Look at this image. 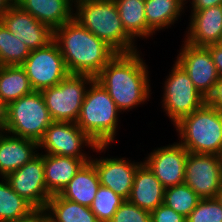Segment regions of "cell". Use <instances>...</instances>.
Wrapping results in <instances>:
<instances>
[{
	"instance_id": "obj_2",
	"label": "cell",
	"mask_w": 222,
	"mask_h": 222,
	"mask_svg": "<svg viewBox=\"0 0 222 222\" xmlns=\"http://www.w3.org/2000/svg\"><path fill=\"white\" fill-rule=\"evenodd\" d=\"M53 40L57 43L70 74L95 78L117 54L105 41L74 18L54 30Z\"/></svg>"
},
{
	"instance_id": "obj_38",
	"label": "cell",
	"mask_w": 222,
	"mask_h": 222,
	"mask_svg": "<svg viewBox=\"0 0 222 222\" xmlns=\"http://www.w3.org/2000/svg\"><path fill=\"white\" fill-rule=\"evenodd\" d=\"M14 2L15 0H0V18Z\"/></svg>"
},
{
	"instance_id": "obj_33",
	"label": "cell",
	"mask_w": 222,
	"mask_h": 222,
	"mask_svg": "<svg viewBox=\"0 0 222 222\" xmlns=\"http://www.w3.org/2000/svg\"><path fill=\"white\" fill-rule=\"evenodd\" d=\"M151 222H186V218L165 204L150 212Z\"/></svg>"
},
{
	"instance_id": "obj_4",
	"label": "cell",
	"mask_w": 222,
	"mask_h": 222,
	"mask_svg": "<svg viewBox=\"0 0 222 222\" xmlns=\"http://www.w3.org/2000/svg\"><path fill=\"white\" fill-rule=\"evenodd\" d=\"M119 113L106 89L94 79L86 91L76 124L96 144L110 145L116 142Z\"/></svg>"
},
{
	"instance_id": "obj_41",
	"label": "cell",
	"mask_w": 222,
	"mask_h": 222,
	"mask_svg": "<svg viewBox=\"0 0 222 222\" xmlns=\"http://www.w3.org/2000/svg\"><path fill=\"white\" fill-rule=\"evenodd\" d=\"M216 200L222 205V186L221 189L218 191V193L216 194Z\"/></svg>"
},
{
	"instance_id": "obj_8",
	"label": "cell",
	"mask_w": 222,
	"mask_h": 222,
	"mask_svg": "<svg viewBox=\"0 0 222 222\" xmlns=\"http://www.w3.org/2000/svg\"><path fill=\"white\" fill-rule=\"evenodd\" d=\"M85 146L96 153H105L109 147L96 144L75 122L62 121H53L38 142L39 151L44 149L43 154L80 158L86 163L92 157L83 151Z\"/></svg>"
},
{
	"instance_id": "obj_30",
	"label": "cell",
	"mask_w": 222,
	"mask_h": 222,
	"mask_svg": "<svg viewBox=\"0 0 222 222\" xmlns=\"http://www.w3.org/2000/svg\"><path fill=\"white\" fill-rule=\"evenodd\" d=\"M124 201L125 199L120 195L100 185L90 209L95 214L98 222H110Z\"/></svg>"
},
{
	"instance_id": "obj_18",
	"label": "cell",
	"mask_w": 222,
	"mask_h": 222,
	"mask_svg": "<svg viewBox=\"0 0 222 222\" xmlns=\"http://www.w3.org/2000/svg\"><path fill=\"white\" fill-rule=\"evenodd\" d=\"M38 143L34 140L14 136L0 129V178L18 170L36 157Z\"/></svg>"
},
{
	"instance_id": "obj_29",
	"label": "cell",
	"mask_w": 222,
	"mask_h": 222,
	"mask_svg": "<svg viewBox=\"0 0 222 222\" xmlns=\"http://www.w3.org/2000/svg\"><path fill=\"white\" fill-rule=\"evenodd\" d=\"M200 199L188 185L183 183L165 188L163 204L187 218Z\"/></svg>"
},
{
	"instance_id": "obj_25",
	"label": "cell",
	"mask_w": 222,
	"mask_h": 222,
	"mask_svg": "<svg viewBox=\"0 0 222 222\" xmlns=\"http://www.w3.org/2000/svg\"><path fill=\"white\" fill-rule=\"evenodd\" d=\"M126 33L136 41L148 37V25L145 17V0H114Z\"/></svg>"
},
{
	"instance_id": "obj_20",
	"label": "cell",
	"mask_w": 222,
	"mask_h": 222,
	"mask_svg": "<svg viewBox=\"0 0 222 222\" xmlns=\"http://www.w3.org/2000/svg\"><path fill=\"white\" fill-rule=\"evenodd\" d=\"M41 23L53 31L74 18V8L69 0H15Z\"/></svg>"
},
{
	"instance_id": "obj_28",
	"label": "cell",
	"mask_w": 222,
	"mask_h": 222,
	"mask_svg": "<svg viewBox=\"0 0 222 222\" xmlns=\"http://www.w3.org/2000/svg\"><path fill=\"white\" fill-rule=\"evenodd\" d=\"M30 51L26 44L16 38L0 21V66L22 65Z\"/></svg>"
},
{
	"instance_id": "obj_27",
	"label": "cell",
	"mask_w": 222,
	"mask_h": 222,
	"mask_svg": "<svg viewBox=\"0 0 222 222\" xmlns=\"http://www.w3.org/2000/svg\"><path fill=\"white\" fill-rule=\"evenodd\" d=\"M45 210L58 222H98L90 207L69 201L60 194L50 197Z\"/></svg>"
},
{
	"instance_id": "obj_3",
	"label": "cell",
	"mask_w": 222,
	"mask_h": 222,
	"mask_svg": "<svg viewBox=\"0 0 222 222\" xmlns=\"http://www.w3.org/2000/svg\"><path fill=\"white\" fill-rule=\"evenodd\" d=\"M74 19L117 53L139 51L137 43L123 28L114 0H95L74 7Z\"/></svg>"
},
{
	"instance_id": "obj_15",
	"label": "cell",
	"mask_w": 222,
	"mask_h": 222,
	"mask_svg": "<svg viewBox=\"0 0 222 222\" xmlns=\"http://www.w3.org/2000/svg\"><path fill=\"white\" fill-rule=\"evenodd\" d=\"M188 151L178 142L154 149L143 160L161 184L167 188L184 183Z\"/></svg>"
},
{
	"instance_id": "obj_44",
	"label": "cell",
	"mask_w": 222,
	"mask_h": 222,
	"mask_svg": "<svg viewBox=\"0 0 222 222\" xmlns=\"http://www.w3.org/2000/svg\"><path fill=\"white\" fill-rule=\"evenodd\" d=\"M218 45L222 47V35H221V38H220V40L218 42Z\"/></svg>"
},
{
	"instance_id": "obj_40",
	"label": "cell",
	"mask_w": 222,
	"mask_h": 222,
	"mask_svg": "<svg viewBox=\"0 0 222 222\" xmlns=\"http://www.w3.org/2000/svg\"><path fill=\"white\" fill-rule=\"evenodd\" d=\"M72 6L76 7L80 3L88 2V1H95V0H69ZM74 3V4H73Z\"/></svg>"
},
{
	"instance_id": "obj_5",
	"label": "cell",
	"mask_w": 222,
	"mask_h": 222,
	"mask_svg": "<svg viewBox=\"0 0 222 222\" xmlns=\"http://www.w3.org/2000/svg\"><path fill=\"white\" fill-rule=\"evenodd\" d=\"M174 126L188 152L222 156V112L215 107L205 102Z\"/></svg>"
},
{
	"instance_id": "obj_19",
	"label": "cell",
	"mask_w": 222,
	"mask_h": 222,
	"mask_svg": "<svg viewBox=\"0 0 222 222\" xmlns=\"http://www.w3.org/2000/svg\"><path fill=\"white\" fill-rule=\"evenodd\" d=\"M164 192L165 187L142 162L136 169L134 183L127 200L139 208L151 212L163 203Z\"/></svg>"
},
{
	"instance_id": "obj_16",
	"label": "cell",
	"mask_w": 222,
	"mask_h": 222,
	"mask_svg": "<svg viewBox=\"0 0 222 222\" xmlns=\"http://www.w3.org/2000/svg\"><path fill=\"white\" fill-rule=\"evenodd\" d=\"M99 176L100 185L111 189L114 193L127 200L134 183L136 169L142 163L128 158H102L90 160Z\"/></svg>"
},
{
	"instance_id": "obj_24",
	"label": "cell",
	"mask_w": 222,
	"mask_h": 222,
	"mask_svg": "<svg viewBox=\"0 0 222 222\" xmlns=\"http://www.w3.org/2000/svg\"><path fill=\"white\" fill-rule=\"evenodd\" d=\"M33 91L21 65L0 66V98L6 107Z\"/></svg>"
},
{
	"instance_id": "obj_11",
	"label": "cell",
	"mask_w": 222,
	"mask_h": 222,
	"mask_svg": "<svg viewBox=\"0 0 222 222\" xmlns=\"http://www.w3.org/2000/svg\"><path fill=\"white\" fill-rule=\"evenodd\" d=\"M184 184L201 199L215 198L222 186V156L188 152Z\"/></svg>"
},
{
	"instance_id": "obj_39",
	"label": "cell",
	"mask_w": 222,
	"mask_h": 222,
	"mask_svg": "<svg viewBox=\"0 0 222 222\" xmlns=\"http://www.w3.org/2000/svg\"><path fill=\"white\" fill-rule=\"evenodd\" d=\"M6 118V105L0 98V129L3 127Z\"/></svg>"
},
{
	"instance_id": "obj_12",
	"label": "cell",
	"mask_w": 222,
	"mask_h": 222,
	"mask_svg": "<svg viewBox=\"0 0 222 222\" xmlns=\"http://www.w3.org/2000/svg\"><path fill=\"white\" fill-rule=\"evenodd\" d=\"M5 179L11 188L36 210L45 209L52 196L46 188L43 151Z\"/></svg>"
},
{
	"instance_id": "obj_21",
	"label": "cell",
	"mask_w": 222,
	"mask_h": 222,
	"mask_svg": "<svg viewBox=\"0 0 222 222\" xmlns=\"http://www.w3.org/2000/svg\"><path fill=\"white\" fill-rule=\"evenodd\" d=\"M45 184L51 195L60 194L85 163L80 158L43 154Z\"/></svg>"
},
{
	"instance_id": "obj_14",
	"label": "cell",
	"mask_w": 222,
	"mask_h": 222,
	"mask_svg": "<svg viewBox=\"0 0 222 222\" xmlns=\"http://www.w3.org/2000/svg\"><path fill=\"white\" fill-rule=\"evenodd\" d=\"M0 21L16 38L32 51L47 46L54 39V31L15 2L4 12Z\"/></svg>"
},
{
	"instance_id": "obj_22",
	"label": "cell",
	"mask_w": 222,
	"mask_h": 222,
	"mask_svg": "<svg viewBox=\"0 0 222 222\" xmlns=\"http://www.w3.org/2000/svg\"><path fill=\"white\" fill-rule=\"evenodd\" d=\"M100 187L98 173L91 161L76 172L60 195L72 202L90 207Z\"/></svg>"
},
{
	"instance_id": "obj_31",
	"label": "cell",
	"mask_w": 222,
	"mask_h": 222,
	"mask_svg": "<svg viewBox=\"0 0 222 222\" xmlns=\"http://www.w3.org/2000/svg\"><path fill=\"white\" fill-rule=\"evenodd\" d=\"M186 222H222V205L216 198L200 199Z\"/></svg>"
},
{
	"instance_id": "obj_37",
	"label": "cell",
	"mask_w": 222,
	"mask_h": 222,
	"mask_svg": "<svg viewBox=\"0 0 222 222\" xmlns=\"http://www.w3.org/2000/svg\"><path fill=\"white\" fill-rule=\"evenodd\" d=\"M33 222H58L45 209L35 210L33 215Z\"/></svg>"
},
{
	"instance_id": "obj_36",
	"label": "cell",
	"mask_w": 222,
	"mask_h": 222,
	"mask_svg": "<svg viewBox=\"0 0 222 222\" xmlns=\"http://www.w3.org/2000/svg\"><path fill=\"white\" fill-rule=\"evenodd\" d=\"M222 0H194L191 3V10H202L212 6L221 5Z\"/></svg>"
},
{
	"instance_id": "obj_32",
	"label": "cell",
	"mask_w": 222,
	"mask_h": 222,
	"mask_svg": "<svg viewBox=\"0 0 222 222\" xmlns=\"http://www.w3.org/2000/svg\"><path fill=\"white\" fill-rule=\"evenodd\" d=\"M110 222H151L150 212L125 200Z\"/></svg>"
},
{
	"instance_id": "obj_42",
	"label": "cell",
	"mask_w": 222,
	"mask_h": 222,
	"mask_svg": "<svg viewBox=\"0 0 222 222\" xmlns=\"http://www.w3.org/2000/svg\"><path fill=\"white\" fill-rule=\"evenodd\" d=\"M0 222H33V219H21V220H6Z\"/></svg>"
},
{
	"instance_id": "obj_6",
	"label": "cell",
	"mask_w": 222,
	"mask_h": 222,
	"mask_svg": "<svg viewBox=\"0 0 222 222\" xmlns=\"http://www.w3.org/2000/svg\"><path fill=\"white\" fill-rule=\"evenodd\" d=\"M52 122L42 93L33 91L6 107V118L1 129L38 143Z\"/></svg>"
},
{
	"instance_id": "obj_13",
	"label": "cell",
	"mask_w": 222,
	"mask_h": 222,
	"mask_svg": "<svg viewBox=\"0 0 222 222\" xmlns=\"http://www.w3.org/2000/svg\"><path fill=\"white\" fill-rule=\"evenodd\" d=\"M183 42L175 61L184 68L195 88L207 99L219 79L210 51L207 47Z\"/></svg>"
},
{
	"instance_id": "obj_23",
	"label": "cell",
	"mask_w": 222,
	"mask_h": 222,
	"mask_svg": "<svg viewBox=\"0 0 222 222\" xmlns=\"http://www.w3.org/2000/svg\"><path fill=\"white\" fill-rule=\"evenodd\" d=\"M184 6L186 7L181 0H145L148 38L157 31L174 25L184 12Z\"/></svg>"
},
{
	"instance_id": "obj_34",
	"label": "cell",
	"mask_w": 222,
	"mask_h": 222,
	"mask_svg": "<svg viewBox=\"0 0 222 222\" xmlns=\"http://www.w3.org/2000/svg\"><path fill=\"white\" fill-rule=\"evenodd\" d=\"M206 102L222 112V77H219L213 92L207 97Z\"/></svg>"
},
{
	"instance_id": "obj_26",
	"label": "cell",
	"mask_w": 222,
	"mask_h": 222,
	"mask_svg": "<svg viewBox=\"0 0 222 222\" xmlns=\"http://www.w3.org/2000/svg\"><path fill=\"white\" fill-rule=\"evenodd\" d=\"M4 179V180H3ZM35 208L19 196L2 177L0 181V221L33 219Z\"/></svg>"
},
{
	"instance_id": "obj_7",
	"label": "cell",
	"mask_w": 222,
	"mask_h": 222,
	"mask_svg": "<svg viewBox=\"0 0 222 222\" xmlns=\"http://www.w3.org/2000/svg\"><path fill=\"white\" fill-rule=\"evenodd\" d=\"M95 78L69 74L59 84L41 91L53 121L77 122L86 91Z\"/></svg>"
},
{
	"instance_id": "obj_17",
	"label": "cell",
	"mask_w": 222,
	"mask_h": 222,
	"mask_svg": "<svg viewBox=\"0 0 222 222\" xmlns=\"http://www.w3.org/2000/svg\"><path fill=\"white\" fill-rule=\"evenodd\" d=\"M189 21L185 42L199 47L218 44L222 35V4L191 10Z\"/></svg>"
},
{
	"instance_id": "obj_9",
	"label": "cell",
	"mask_w": 222,
	"mask_h": 222,
	"mask_svg": "<svg viewBox=\"0 0 222 222\" xmlns=\"http://www.w3.org/2000/svg\"><path fill=\"white\" fill-rule=\"evenodd\" d=\"M167 77L161 104L175 125L200 108L206 102V98L195 88L188 73L176 61Z\"/></svg>"
},
{
	"instance_id": "obj_10",
	"label": "cell",
	"mask_w": 222,
	"mask_h": 222,
	"mask_svg": "<svg viewBox=\"0 0 222 222\" xmlns=\"http://www.w3.org/2000/svg\"><path fill=\"white\" fill-rule=\"evenodd\" d=\"M34 91L59 84L70 73L57 43L53 40L47 46L30 51L21 65Z\"/></svg>"
},
{
	"instance_id": "obj_35",
	"label": "cell",
	"mask_w": 222,
	"mask_h": 222,
	"mask_svg": "<svg viewBox=\"0 0 222 222\" xmlns=\"http://www.w3.org/2000/svg\"><path fill=\"white\" fill-rule=\"evenodd\" d=\"M207 48L210 51L212 61L214 62L219 77H222V47L215 44L209 45Z\"/></svg>"
},
{
	"instance_id": "obj_1",
	"label": "cell",
	"mask_w": 222,
	"mask_h": 222,
	"mask_svg": "<svg viewBox=\"0 0 222 222\" xmlns=\"http://www.w3.org/2000/svg\"><path fill=\"white\" fill-rule=\"evenodd\" d=\"M143 60L139 51L117 53L95 77L120 112L132 110L149 101L152 89L148 65Z\"/></svg>"
},
{
	"instance_id": "obj_43",
	"label": "cell",
	"mask_w": 222,
	"mask_h": 222,
	"mask_svg": "<svg viewBox=\"0 0 222 222\" xmlns=\"http://www.w3.org/2000/svg\"><path fill=\"white\" fill-rule=\"evenodd\" d=\"M190 1V0H189ZM189 1L187 0H181V2L185 5L186 3H188ZM194 0H191L190 3H192Z\"/></svg>"
}]
</instances>
